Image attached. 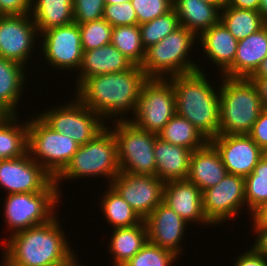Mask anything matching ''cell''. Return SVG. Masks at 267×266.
Listing matches in <instances>:
<instances>
[{
    "label": "cell",
    "mask_w": 267,
    "mask_h": 266,
    "mask_svg": "<svg viewBox=\"0 0 267 266\" xmlns=\"http://www.w3.org/2000/svg\"><path fill=\"white\" fill-rule=\"evenodd\" d=\"M165 182L155 175L120 172L110 185L143 219L163 202Z\"/></svg>",
    "instance_id": "obj_12"
},
{
    "label": "cell",
    "mask_w": 267,
    "mask_h": 266,
    "mask_svg": "<svg viewBox=\"0 0 267 266\" xmlns=\"http://www.w3.org/2000/svg\"><path fill=\"white\" fill-rule=\"evenodd\" d=\"M252 226L257 234L253 248L261 255L267 258V223H253Z\"/></svg>",
    "instance_id": "obj_44"
},
{
    "label": "cell",
    "mask_w": 267,
    "mask_h": 266,
    "mask_svg": "<svg viewBox=\"0 0 267 266\" xmlns=\"http://www.w3.org/2000/svg\"><path fill=\"white\" fill-rule=\"evenodd\" d=\"M163 202L187 224L195 221V224L212 225L203 211L202 191L188 180L165 182Z\"/></svg>",
    "instance_id": "obj_19"
},
{
    "label": "cell",
    "mask_w": 267,
    "mask_h": 266,
    "mask_svg": "<svg viewBox=\"0 0 267 266\" xmlns=\"http://www.w3.org/2000/svg\"><path fill=\"white\" fill-rule=\"evenodd\" d=\"M117 140L120 172L155 175V139L158 134L135 126L130 121H113Z\"/></svg>",
    "instance_id": "obj_9"
},
{
    "label": "cell",
    "mask_w": 267,
    "mask_h": 266,
    "mask_svg": "<svg viewBox=\"0 0 267 266\" xmlns=\"http://www.w3.org/2000/svg\"><path fill=\"white\" fill-rule=\"evenodd\" d=\"M79 144L49 127L39 116L28 121V152L54 179L65 169Z\"/></svg>",
    "instance_id": "obj_8"
},
{
    "label": "cell",
    "mask_w": 267,
    "mask_h": 266,
    "mask_svg": "<svg viewBox=\"0 0 267 266\" xmlns=\"http://www.w3.org/2000/svg\"><path fill=\"white\" fill-rule=\"evenodd\" d=\"M201 1H204V2L212 4V5H216L220 9H222V7L225 5V0H201Z\"/></svg>",
    "instance_id": "obj_52"
},
{
    "label": "cell",
    "mask_w": 267,
    "mask_h": 266,
    "mask_svg": "<svg viewBox=\"0 0 267 266\" xmlns=\"http://www.w3.org/2000/svg\"><path fill=\"white\" fill-rule=\"evenodd\" d=\"M210 142L220 153L228 174L246 177L265 154L248 134H218Z\"/></svg>",
    "instance_id": "obj_17"
},
{
    "label": "cell",
    "mask_w": 267,
    "mask_h": 266,
    "mask_svg": "<svg viewBox=\"0 0 267 266\" xmlns=\"http://www.w3.org/2000/svg\"><path fill=\"white\" fill-rule=\"evenodd\" d=\"M203 51L209 61L218 65L220 76L234 62L238 40L219 21L209 29L202 32L198 37Z\"/></svg>",
    "instance_id": "obj_24"
},
{
    "label": "cell",
    "mask_w": 267,
    "mask_h": 266,
    "mask_svg": "<svg viewBox=\"0 0 267 266\" xmlns=\"http://www.w3.org/2000/svg\"><path fill=\"white\" fill-rule=\"evenodd\" d=\"M235 266H267V258L261 256L253 247L241 254Z\"/></svg>",
    "instance_id": "obj_43"
},
{
    "label": "cell",
    "mask_w": 267,
    "mask_h": 266,
    "mask_svg": "<svg viewBox=\"0 0 267 266\" xmlns=\"http://www.w3.org/2000/svg\"><path fill=\"white\" fill-rule=\"evenodd\" d=\"M131 0H104L105 4H122Z\"/></svg>",
    "instance_id": "obj_53"
},
{
    "label": "cell",
    "mask_w": 267,
    "mask_h": 266,
    "mask_svg": "<svg viewBox=\"0 0 267 266\" xmlns=\"http://www.w3.org/2000/svg\"><path fill=\"white\" fill-rule=\"evenodd\" d=\"M147 79L141 67L134 65L127 71L87 78L77 87L75 97L99 114L103 122L116 115L117 121H129L121 113L126 115L130 110L135 113L141 87Z\"/></svg>",
    "instance_id": "obj_1"
},
{
    "label": "cell",
    "mask_w": 267,
    "mask_h": 266,
    "mask_svg": "<svg viewBox=\"0 0 267 266\" xmlns=\"http://www.w3.org/2000/svg\"><path fill=\"white\" fill-rule=\"evenodd\" d=\"M17 118L0 114V160L15 159L28 152V121L20 124Z\"/></svg>",
    "instance_id": "obj_29"
},
{
    "label": "cell",
    "mask_w": 267,
    "mask_h": 266,
    "mask_svg": "<svg viewBox=\"0 0 267 266\" xmlns=\"http://www.w3.org/2000/svg\"><path fill=\"white\" fill-rule=\"evenodd\" d=\"M221 80L218 134H249L264 108L255 84L249 78Z\"/></svg>",
    "instance_id": "obj_4"
},
{
    "label": "cell",
    "mask_w": 267,
    "mask_h": 266,
    "mask_svg": "<svg viewBox=\"0 0 267 266\" xmlns=\"http://www.w3.org/2000/svg\"><path fill=\"white\" fill-rule=\"evenodd\" d=\"M39 35L43 39L41 52L48 64L57 69H75L78 72L83 56L79 24L73 22L50 28Z\"/></svg>",
    "instance_id": "obj_14"
},
{
    "label": "cell",
    "mask_w": 267,
    "mask_h": 266,
    "mask_svg": "<svg viewBox=\"0 0 267 266\" xmlns=\"http://www.w3.org/2000/svg\"><path fill=\"white\" fill-rule=\"evenodd\" d=\"M4 257H2V266H21L19 264H16L15 262H13L10 258H8L5 254H3Z\"/></svg>",
    "instance_id": "obj_51"
},
{
    "label": "cell",
    "mask_w": 267,
    "mask_h": 266,
    "mask_svg": "<svg viewBox=\"0 0 267 266\" xmlns=\"http://www.w3.org/2000/svg\"><path fill=\"white\" fill-rule=\"evenodd\" d=\"M104 193L100 208L113 229L132 227L144 221L111 185Z\"/></svg>",
    "instance_id": "obj_32"
},
{
    "label": "cell",
    "mask_w": 267,
    "mask_h": 266,
    "mask_svg": "<svg viewBox=\"0 0 267 266\" xmlns=\"http://www.w3.org/2000/svg\"><path fill=\"white\" fill-rule=\"evenodd\" d=\"M179 26V19L173 8L164 15L139 25L145 50L160 42Z\"/></svg>",
    "instance_id": "obj_35"
},
{
    "label": "cell",
    "mask_w": 267,
    "mask_h": 266,
    "mask_svg": "<svg viewBox=\"0 0 267 266\" xmlns=\"http://www.w3.org/2000/svg\"><path fill=\"white\" fill-rule=\"evenodd\" d=\"M30 13L41 34L50 28L74 22L73 0H32Z\"/></svg>",
    "instance_id": "obj_28"
},
{
    "label": "cell",
    "mask_w": 267,
    "mask_h": 266,
    "mask_svg": "<svg viewBox=\"0 0 267 266\" xmlns=\"http://www.w3.org/2000/svg\"><path fill=\"white\" fill-rule=\"evenodd\" d=\"M74 101V102H73ZM61 107H54L39 117L54 131L68 135L79 145L93 140L107 126L102 117L77 98ZM56 108V109H55Z\"/></svg>",
    "instance_id": "obj_11"
},
{
    "label": "cell",
    "mask_w": 267,
    "mask_h": 266,
    "mask_svg": "<svg viewBox=\"0 0 267 266\" xmlns=\"http://www.w3.org/2000/svg\"><path fill=\"white\" fill-rule=\"evenodd\" d=\"M259 12L261 13L264 21L267 23V0H260Z\"/></svg>",
    "instance_id": "obj_50"
},
{
    "label": "cell",
    "mask_w": 267,
    "mask_h": 266,
    "mask_svg": "<svg viewBox=\"0 0 267 266\" xmlns=\"http://www.w3.org/2000/svg\"><path fill=\"white\" fill-rule=\"evenodd\" d=\"M248 135L267 153V107L262 109Z\"/></svg>",
    "instance_id": "obj_41"
},
{
    "label": "cell",
    "mask_w": 267,
    "mask_h": 266,
    "mask_svg": "<svg viewBox=\"0 0 267 266\" xmlns=\"http://www.w3.org/2000/svg\"><path fill=\"white\" fill-rule=\"evenodd\" d=\"M23 70L25 66L0 57V114L18 115L16 108L26 85Z\"/></svg>",
    "instance_id": "obj_26"
},
{
    "label": "cell",
    "mask_w": 267,
    "mask_h": 266,
    "mask_svg": "<svg viewBox=\"0 0 267 266\" xmlns=\"http://www.w3.org/2000/svg\"><path fill=\"white\" fill-rule=\"evenodd\" d=\"M267 56V24L238 41L233 64L222 74L230 78H249Z\"/></svg>",
    "instance_id": "obj_21"
},
{
    "label": "cell",
    "mask_w": 267,
    "mask_h": 266,
    "mask_svg": "<svg viewBox=\"0 0 267 266\" xmlns=\"http://www.w3.org/2000/svg\"><path fill=\"white\" fill-rule=\"evenodd\" d=\"M260 0H225L224 6L259 11Z\"/></svg>",
    "instance_id": "obj_45"
},
{
    "label": "cell",
    "mask_w": 267,
    "mask_h": 266,
    "mask_svg": "<svg viewBox=\"0 0 267 266\" xmlns=\"http://www.w3.org/2000/svg\"><path fill=\"white\" fill-rule=\"evenodd\" d=\"M79 29L83 51L111 43L113 27L104 18L79 24Z\"/></svg>",
    "instance_id": "obj_36"
},
{
    "label": "cell",
    "mask_w": 267,
    "mask_h": 266,
    "mask_svg": "<svg viewBox=\"0 0 267 266\" xmlns=\"http://www.w3.org/2000/svg\"><path fill=\"white\" fill-rule=\"evenodd\" d=\"M192 150L163 141L158 136L155 139L154 156L156 172L160 180H187Z\"/></svg>",
    "instance_id": "obj_23"
},
{
    "label": "cell",
    "mask_w": 267,
    "mask_h": 266,
    "mask_svg": "<svg viewBox=\"0 0 267 266\" xmlns=\"http://www.w3.org/2000/svg\"><path fill=\"white\" fill-rule=\"evenodd\" d=\"M32 0H0L2 15L30 14Z\"/></svg>",
    "instance_id": "obj_42"
},
{
    "label": "cell",
    "mask_w": 267,
    "mask_h": 266,
    "mask_svg": "<svg viewBox=\"0 0 267 266\" xmlns=\"http://www.w3.org/2000/svg\"><path fill=\"white\" fill-rule=\"evenodd\" d=\"M226 174L220 153L210 141L202 148L192 151L187 180L202 192L216 186Z\"/></svg>",
    "instance_id": "obj_20"
},
{
    "label": "cell",
    "mask_w": 267,
    "mask_h": 266,
    "mask_svg": "<svg viewBox=\"0 0 267 266\" xmlns=\"http://www.w3.org/2000/svg\"><path fill=\"white\" fill-rule=\"evenodd\" d=\"M179 24L197 37L220 21L221 9L201 0H173Z\"/></svg>",
    "instance_id": "obj_25"
},
{
    "label": "cell",
    "mask_w": 267,
    "mask_h": 266,
    "mask_svg": "<svg viewBox=\"0 0 267 266\" xmlns=\"http://www.w3.org/2000/svg\"><path fill=\"white\" fill-rule=\"evenodd\" d=\"M138 25L150 22L173 8V0H131Z\"/></svg>",
    "instance_id": "obj_38"
},
{
    "label": "cell",
    "mask_w": 267,
    "mask_h": 266,
    "mask_svg": "<svg viewBox=\"0 0 267 266\" xmlns=\"http://www.w3.org/2000/svg\"><path fill=\"white\" fill-rule=\"evenodd\" d=\"M220 21L238 41L257 32L267 24L259 11L238 9L232 6L222 7Z\"/></svg>",
    "instance_id": "obj_31"
},
{
    "label": "cell",
    "mask_w": 267,
    "mask_h": 266,
    "mask_svg": "<svg viewBox=\"0 0 267 266\" xmlns=\"http://www.w3.org/2000/svg\"><path fill=\"white\" fill-rule=\"evenodd\" d=\"M134 65L111 43L96 49L83 51L76 88L89 77L127 71Z\"/></svg>",
    "instance_id": "obj_22"
},
{
    "label": "cell",
    "mask_w": 267,
    "mask_h": 266,
    "mask_svg": "<svg viewBox=\"0 0 267 266\" xmlns=\"http://www.w3.org/2000/svg\"><path fill=\"white\" fill-rule=\"evenodd\" d=\"M196 37L193 32L180 25L160 42L146 49L141 69L148 78L167 80L168 76L197 71L199 65L188 59Z\"/></svg>",
    "instance_id": "obj_6"
},
{
    "label": "cell",
    "mask_w": 267,
    "mask_h": 266,
    "mask_svg": "<svg viewBox=\"0 0 267 266\" xmlns=\"http://www.w3.org/2000/svg\"><path fill=\"white\" fill-rule=\"evenodd\" d=\"M76 254H74V252L66 259L55 263V264H51L49 266H78V262L76 261L77 257L75 256ZM80 266V264H79Z\"/></svg>",
    "instance_id": "obj_49"
},
{
    "label": "cell",
    "mask_w": 267,
    "mask_h": 266,
    "mask_svg": "<svg viewBox=\"0 0 267 266\" xmlns=\"http://www.w3.org/2000/svg\"><path fill=\"white\" fill-rule=\"evenodd\" d=\"M178 257L174 252L147 241L123 266H172Z\"/></svg>",
    "instance_id": "obj_37"
},
{
    "label": "cell",
    "mask_w": 267,
    "mask_h": 266,
    "mask_svg": "<svg viewBox=\"0 0 267 266\" xmlns=\"http://www.w3.org/2000/svg\"><path fill=\"white\" fill-rule=\"evenodd\" d=\"M58 187L53 180L43 191L7 194L5 222L12 233L45 224L55 217L53 211L60 201Z\"/></svg>",
    "instance_id": "obj_7"
},
{
    "label": "cell",
    "mask_w": 267,
    "mask_h": 266,
    "mask_svg": "<svg viewBox=\"0 0 267 266\" xmlns=\"http://www.w3.org/2000/svg\"><path fill=\"white\" fill-rule=\"evenodd\" d=\"M119 173L117 140L112 128L109 130L107 126L93 140L79 146L68 165L54 181L61 193L59 182H62V179L103 176L107 180L110 179V184Z\"/></svg>",
    "instance_id": "obj_5"
},
{
    "label": "cell",
    "mask_w": 267,
    "mask_h": 266,
    "mask_svg": "<svg viewBox=\"0 0 267 266\" xmlns=\"http://www.w3.org/2000/svg\"><path fill=\"white\" fill-rule=\"evenodd\" d=\"M175 114L176 98L171 81L148 78L137 100L136 119L129 121L140 129L158 134Z\"/></svg>",
    "instance_id": "obj_10"
},
{
    "label": "cell",
    "mask_w": 267,
    "mask_h": 266,
    "mask_svg": "<svg viewBox=\"0 0 267 266\" xmlns=\"http://www.w3.org/2000/svg\"><path fill=\"white\" fill-rule=\"evenodd\" d=\"M163 141L195 151L209 140L186 118L175 114L158 133Z\"/></svg>",
    "instance_id": "obj_30"
},
{
    "label": "cell",
    "mask_w": 267,
    "mask_h": 266,
    "mask_svg": "<svg viewBox=\"0 0 267 266\" xmlns=\"http://www.w3.org/2000/svg\"><path fill=\"white\" fill-rule=\"evenodd\" d=\"M255 84L263 107H267V77H249Z\"/></svg>",
    "instance_id": "obj_46"
},
{
    "label": "cell",
    "mask_w": 267,
    "mask_h": 266,
    "mask_svg": "<svg viewBox=\"0 0 267 266\" xmlns=\"http://www.w3.org/2000/svg\"><path fill=\"white\" fill-rule=\"evenodd\" d=\"M202 71L199 68L168 78L175 92L176 114L189 120L210 141L219 131L220 93Z\"/></svg>",
    "instance_id": "obj_2"
},
{
    "label": "cell",
    "mask_w": 267,
    "mask_h": 266,
    "mask_svg": "<svg viewBox=\"0 0 267 266\" xmlns=\"http://www.w3.org/2000/svg\"><path fill=\"white\" fill-rule=\"evenodd\" d=\"M27 152L15 159L0 160V185L7 194L43 191L54 178Z\"/></svg>",
    "instance_id": "obj_16"
},
{
    "label": "cell",
    "mask_w": 267,
    "mask_h": 266,
    "mask_svg": "<svg viewBox=\"0 0 267 266\" xmlns=\"http://www.w3.org/2000/svg\"><path fill=\"white\" fill-rule=\"evenodd\" d=\"M250 77H267V56L262 60L256 71Z\"/></svg>",
    "instance_id": "obj_48"
},
{
    "label": "cell",
    "mask_w": 267,
    "mask_h": 266,
    "mask_svg": "<svg viewBox=\"0 0 267 266\" xmlns=\"http://www.w3.org/2000/svg\"><path fill=\"white\" fill-rule=\"evenodd\" d=\"M104 0H73L74 23L82 24L103 18Z\"/></svg>",
    "instance_id": "obj_40"
},
{
    "label": "cell",
    "mask_w": 267,
    "mask_h": 266,
    "mask_svg": "<svg viewBox=\"0 0 267 266\" xmlns=\"http://www.w3.org/2000/svg\"><path fill=\"white\" fill-rule=\"evenodd\" d=\"M55 216L49 222L16 232L5 242L4 254L21 266H49L73 252Z\"/></svg>",
    "instance_id": "obj_3"
},
{
    "label": "cell",
    "mask_w": 267,
    "mask_h": 266,
    "mask_svg": "<svg viewBox=\"0 0 267 266\" xmlns=\"http://www.w3.org/2000/svg\"><path fill=\"white\" fill-rule=\"evenodd\" d=\"M111 44L135 65L141 66L145 58V48L139 25H122L112 29Z\"/></svg>",
    "instance_id": "obj_33"
},
{
    "label": "cell",
    "mask_w": 267,
    "mask_h": 266,
    "mask_svg": "<svg viewBox=\"0 0 267 266\" xmlns=\"http://www.w3.org/2000/svg\"><path fill=\"white\" fill-rule=\"evenodd\" d=\"M103 18L112 27L122 25H138L136 11L131 1L122 4H105Z\"/></svg>",
    "instance_id": "obj_39"
},
{
    "label": "cell",
    "mask_w": 267,
    "mask_h": 266,
    "mask_svg": "<svg viewBox=\"0 0 267 266\" xmlns=\"http://www.w3.org/2000/svg\"><path fill=\"white\" fill-rule=\"evenodd\" d=\"M244 180L245 202L253 216L267 203V153L259 159L253 172L244 177Z\"/></svg>",
    "instance_id": "obj_34"
},
{
    "label": "cell",
    "mask_w": 267,
    "mask_h": 266,
    "mask_svg": "<svg viewBox=\"0 0 267 266\" xmlns=\"http://www.w3.org/2000/svg\"><path fill=\"white\" fill-rule=\"evenodd\" d=\"M202 202L206 219L212 225L234 219L246 205L244 177L227 173L216 186L202 192Z\"/></svg>",
    "instance_id": "obj_13"
},
{
    "label": "cell",
    "mask_w": 267,
    "mask_h": 266,
    "mask_svg": "<svg viewBox=\"0 0 267 266\" xmlns=\"http://www.w3.org/2000/svg\"><path fill=\"white\" fill-rule=\"evenodd\" d=\"M39 32L30 14L2 15L0 17V57L23 66L35 49ZM29 57V58H28ZM26 60V61H25Z\"/></svg>",
    "instance_id": "obj_15"
},
{
    "label": "cell",
    "mask_w": 267,
    "mask_h": 266,
    "mask_svg": "<svg viewBox=\"0 0 267 266\" xmlns=\"http://www.w3.org/2000/svg\"><path fill=\"white\" fill-rule=\"evenodd\" d=\"M251 217L252 223H267V203Z\"/></svg>",
    "instance_id": "obj_47"
},
{
    "label": "cell",
    "mask_w": 267,
    "mask_h": 266,
    "mask_svg": "<svg viewBox=\"0 0 267 266\" xmlns=\"http://www.w3.org/2000/svg\"><path fill=\"white\" fill-rule=\"evenodd\" d=\"M144 221L147 226L148 241L180 256L181 239L183 241L187 224L178 214L161 202Z\"/></svg>",
    "instance_id": "obj_18"
},
{
    "label": "cell",
    "mask_w": 267,
    "mask_h": 266,
    "mask_svg": "<svg viewBox=\"0 0 267 266\" xmlns=\"http://www.w3.org/2000/svg\"><path fill=\"white\" fill-rule=\"evenodd\" d=\"M112 231L109 250L113 254L112 257L114 256V266H123L148 241L145 221L132 227L115 228Z\"/></svg>",
    "instance_id": "obj_27"
}]
</instances>
